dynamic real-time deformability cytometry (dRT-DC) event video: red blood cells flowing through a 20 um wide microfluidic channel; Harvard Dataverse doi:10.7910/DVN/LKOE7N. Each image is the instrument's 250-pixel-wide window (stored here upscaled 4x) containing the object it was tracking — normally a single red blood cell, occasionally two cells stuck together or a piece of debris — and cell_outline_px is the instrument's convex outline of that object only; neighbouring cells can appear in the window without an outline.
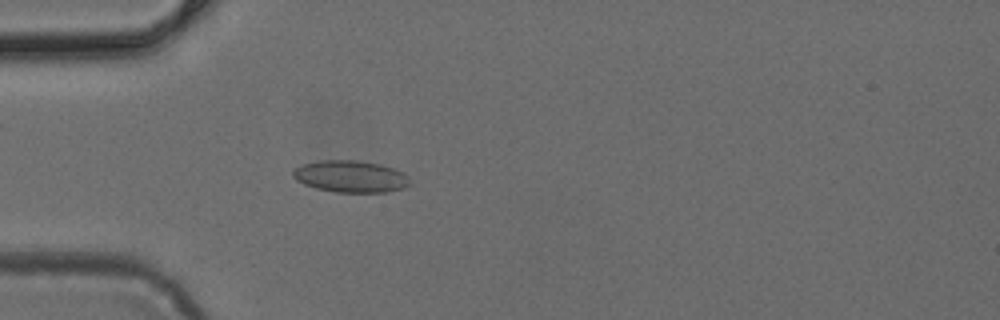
{"species": "common noctule bat (a hibernating species)", "species_latin": "Nyctalus noctula", "temperature_condition": "cold", "stored_images_in_passage": 39, "camera_frame_rate_fps": 3000, "um_per_image_px": 0.085, "animal": {"sex": "female", "body_mass_g": 24.6, "forearm_length_mm": 56.2}, "frame": {"image": 1, "passage_image": 5, "time_ms": 1.333, "image_size_px": [1000, 320], "cell_outline_px": [[408, 184], [404, 188], [388, 192], [336, 192], [316, 188], [304, 184], [296, 180], [292, 176], [292, 172], [296, 168], [304, 164], [320, 160], [356, 160], [380, 164], [404, 172], [408, 176]], "centroid_in_image_um": [29.8, 15.0], "position_along_channel_um": 55.2, "area_um2": 21.62}}
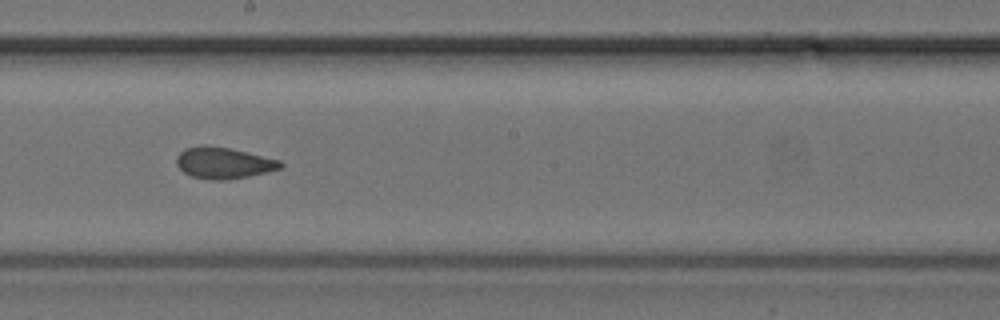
{"frame": {"image": 2, "passage_image": 18, "time_ms": 5.667, "image_size_px": [1000, 320], "cell_outline_px": [[284, 164], [280, 168], [268, 172], [228, 180], [212, 180], [192, 176], [184, 172], [176, 164], [176, 156], [184, 148], [200, 144], [204, 144], [228, 148], [280, 160]], "centroid_in_image_um": [18.97, 13.84], "position_along_channel_um": 229.2, "area_um2": 19.02}}
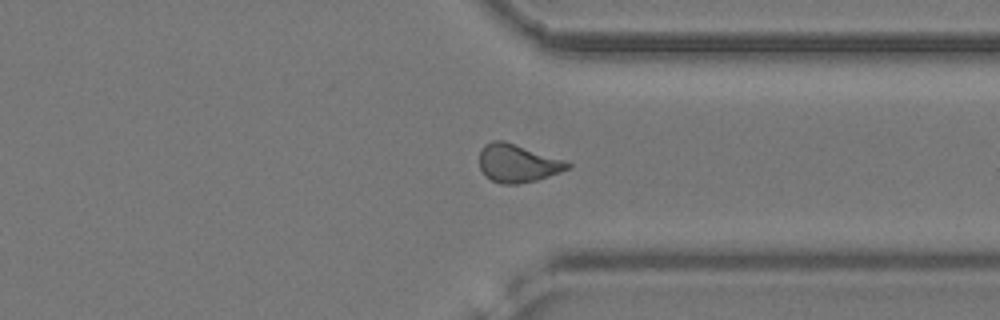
{"frame": {"image": 3, "passage_image": 28, "time_ms": 9.0, "image_size_px": [1000, 320], "cell_outline_px": [[572, 168], [536, 180], [516, 184], [500, 184], [492, 180], [480, 168], [480, 152], [484, 144], [492, 140], [504, 140], [568, 160], [572, 164]], "centroid_in_image_um": [44.05, 13.85], "position_along_channel_um": 367.3, "area_um2": 19.77}}